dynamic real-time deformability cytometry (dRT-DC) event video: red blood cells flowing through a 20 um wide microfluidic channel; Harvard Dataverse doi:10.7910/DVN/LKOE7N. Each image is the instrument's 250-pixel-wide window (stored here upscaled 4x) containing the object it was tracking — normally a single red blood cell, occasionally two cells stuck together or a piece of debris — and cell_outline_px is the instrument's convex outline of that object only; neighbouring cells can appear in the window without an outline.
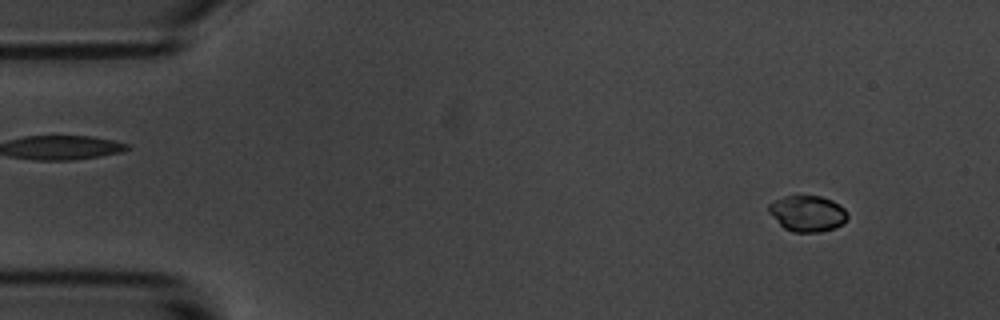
{"species": "common noctule bat (a hibernating species)", "species_latin": "Nyctalus noctula", "temperature_condition": "room temperature", "stored_images_in_passage": 56, "camera_frame_rate_fps": 3000, "um_per_image_px": 0.085, "animal": {"sex": "male", "body_mass_g": 20.1, "forearm_length_mm": 53.5}, "frame": {"image": 1, "passage_image": 5, "time_ms": 1.333, "image_size_px": [1000, 320], "cell_outline_px": [[848, 216], [840, 224], [832, 228], [820, 232], [792, 232], [784, 228], [768, 212], [768, 204], [784, 196], [820, 196], [832, 200], [840, 204], [848, 212]], "centroid_in_image_um": [68.62, 18.14], "position_along_channel_um": 16.4, "area_um2": 16.42}}
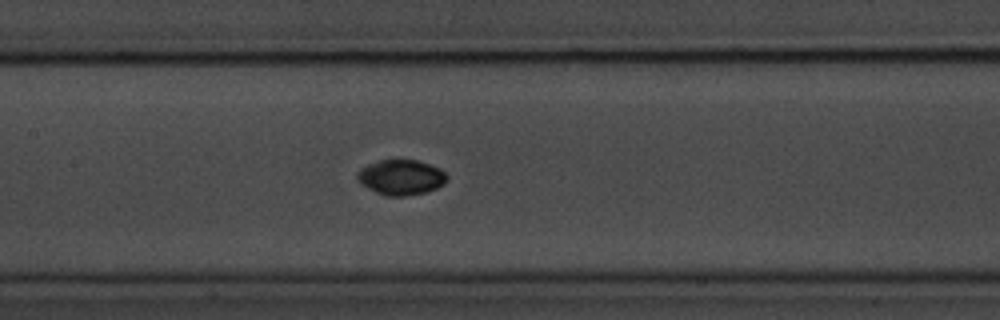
{"frame": {"image": 2, "passage_image": 26, "time_ms": 8.333, "image_size_px": [1000, 320], "cell_outline_px": [[448, 180], [444, 184], [436, 188], [424, 192], [404, 196], [384, 196], [360, 184], [356, 180], [356, 172], [360, 168], [368, 164], [380, 160], [416, 160], [440, 168], [448, 176]], "centroid_in_image_um": [34.05, 15.07], "position_along_channel_um": 173.3, "area_um2": 18.5}}
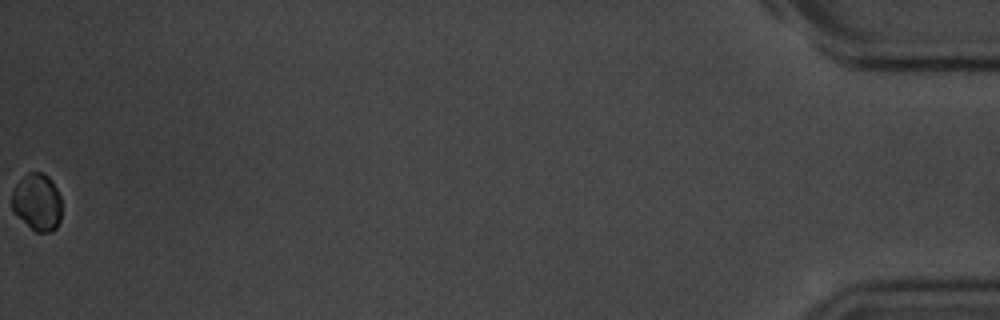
{"frame": {"image": 3, "passage_image": 56, "time_ms": 18.333, "image_size_px": [1000, 320], "cell_outline_px": [[60, 220], [56, 228], [52, 232], [36, 232], [12, 212], [12, 192], [16, 184], [28, 172], [40, 172], [48, 176], [52, 180], [60, 196]], "centroid_in_image_um": [3.15, 17.19], "position_along_channel_um": 432.1, "area_um2": 16.59}, "authors_computed_cell_mechanics": {"area_um2": 17.2244, "velocity_mm_per_s": 3.5872, "shape_relaxation_time_tau1_ms": 2.9453, "shape_relaxation_time_tau2_ms": null, "deformation_change_tau1": 0.0888, "deformation_change_tau2": null}}